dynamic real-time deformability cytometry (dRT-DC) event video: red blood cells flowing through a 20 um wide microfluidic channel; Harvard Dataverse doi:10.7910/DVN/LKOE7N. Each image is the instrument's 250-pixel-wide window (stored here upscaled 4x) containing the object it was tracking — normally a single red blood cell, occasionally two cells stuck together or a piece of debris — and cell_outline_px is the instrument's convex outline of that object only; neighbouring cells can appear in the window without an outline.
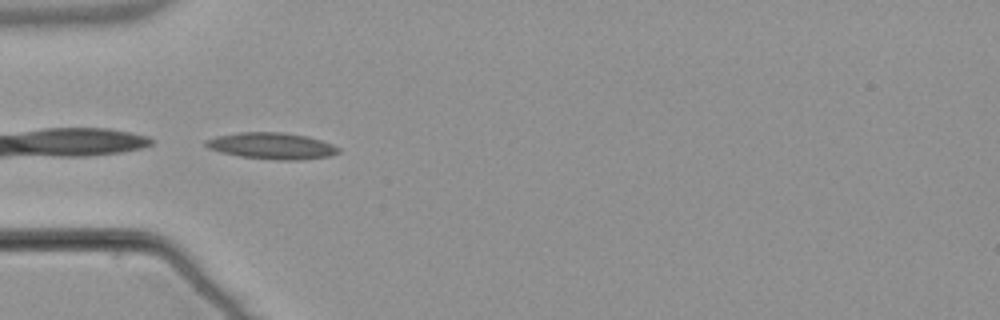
{"species": "common noctule bat (a hibernating species)", "species_latin": "Nyctalus noctula", "temperature_condition": "warm", "stored_images_in_passage": 34, "camera_frame_rate_fps": 3000, "um_per_image_px": 0.085, "animal": {"sex": "male", "body_mass_g": 21.5, "forearm_length_mm": 52.0}, "frame": {"image": 1, "passage_image": 1, "time_ms": 0.0, "image_size_px": [1000, 320], "cell_outline_px": [[340, 152], [328, 156], [304, 160], [276, 160], [240, 156], [220, 152], [208, 148], [204, 144], [204, 140], [216, 136], [240, 132], [280, 132], [308, 136], [332, 144], [340, 148]], "centroid_in_image_um": [23.09, 12.4], "position_along_channel_um": 61.9, "area_um2": 20.52}}
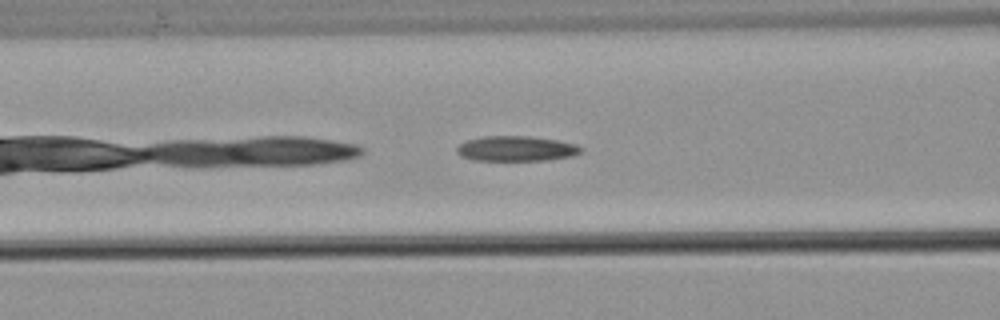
{"frame": {"image": 2, "passage_image": 6, "time_ms": 1.667, "image_size_px": [1000, 320], "cell_outline_px": [[584, 148], [580, 152], [572, 156], [548, 160], [472, 160], [460, 156], [456, 152], [456, 148], [460, 144], [468, 140], [484, 136], [528, 136], [556, 140], [576, 144]], "centroid_in_image_um": [43.87, 12.63], "position_along_channel_um": 122.7, "area_um2": 18.15}, "authors_computed_cell_mechanics": {"area_um2": 18.6116, "velocity_mm_per_s": 3.8023, "shape_relaxation_time_tau1_ms": null, "shape_relaxation_time_tau2_ms": 9.6791, "deformation_change_tau1": null, "deformation_change_tau2": 0.1984}}